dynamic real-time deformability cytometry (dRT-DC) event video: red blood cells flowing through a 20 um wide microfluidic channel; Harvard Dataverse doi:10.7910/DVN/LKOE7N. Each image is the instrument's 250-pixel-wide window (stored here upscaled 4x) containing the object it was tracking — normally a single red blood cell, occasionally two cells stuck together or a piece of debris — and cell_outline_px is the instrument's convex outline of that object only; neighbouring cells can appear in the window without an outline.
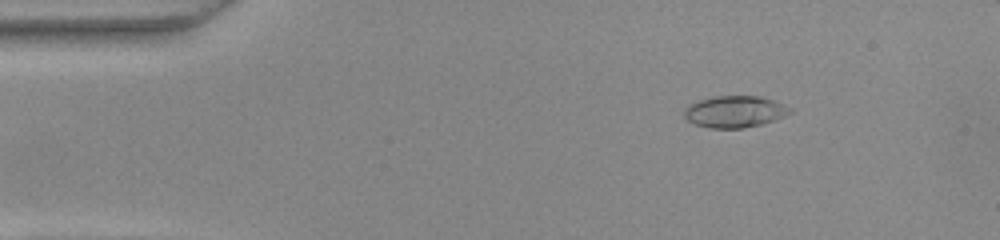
{"species": "common noctule bat (a hibernating species)", "species_latin": "Nyctalus noctula", "temperature_condition": "warm", "stored_images_in_passage": 53, "camera_frame_rate_fps": 3000, "um_per_image_px": 0.085, "animal": {"sex": "female", "body_mass_g": 22.0, "forearm_length_mm": 56.7}, "frame": {"image": 1, "passage_image": 8, "time_ms": 2.333, "image_size_px": [1000, 240], "cell_outline_px": [[792, 112], [784, 116], [760, 124], [744, 128], [708, 128], [692, 124], [684, 116], [684, 108], [688, 104], [700, 100], [716, 96], [760, 96], [784, 104], [792, 108]], "centroid_in_image_um": [62.42, 9.49], "position_along_channel_um": 22.6, "area_um2": 19.54}}
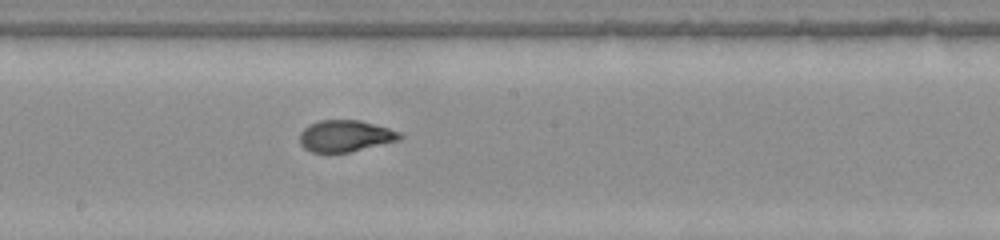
{"frame": {"image": 2, "passage_image": 29, "time_ms": 9.333, "image_size_px": [1000, 240], "cell_outline_px": [[404, 136], [400, 140], [348, 152], [312, 152], [304, 148], [300, 144], [300, 132], [304, 128], [320, 120], [360, 120], [388, 128], [400, 132]], "centroid_in_image_um": [29.36, 11.55], "position_along_channel_um": 218.8, "area_um2": 18.26}}
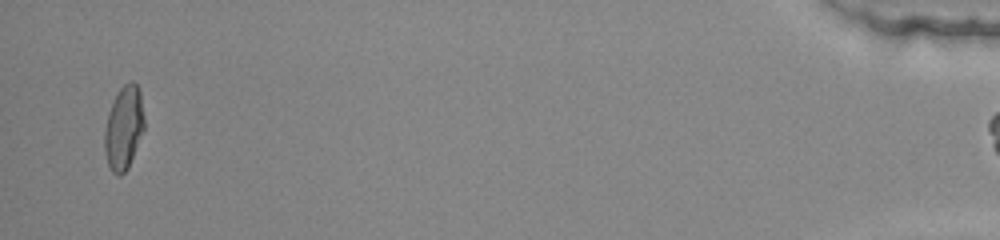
{"frame": {"image": 3, "passage_image": 52, "time_ms": 17.0, "image_size_px": [1000, 240], "cell_outline_px": [[144, 128], [128, 168], [120, 176], [116, 176], [112, 172], [108, 164], [104, 152], [104, 132], [108, 112], [120, 88], [124, 84], [132, 80], [136, 84], [140, 92], [144, 116]], "centroid_in_image_um": [10.51, 10.88], "position_along_channel_um": 424.7, "area_um2": 19.25}}